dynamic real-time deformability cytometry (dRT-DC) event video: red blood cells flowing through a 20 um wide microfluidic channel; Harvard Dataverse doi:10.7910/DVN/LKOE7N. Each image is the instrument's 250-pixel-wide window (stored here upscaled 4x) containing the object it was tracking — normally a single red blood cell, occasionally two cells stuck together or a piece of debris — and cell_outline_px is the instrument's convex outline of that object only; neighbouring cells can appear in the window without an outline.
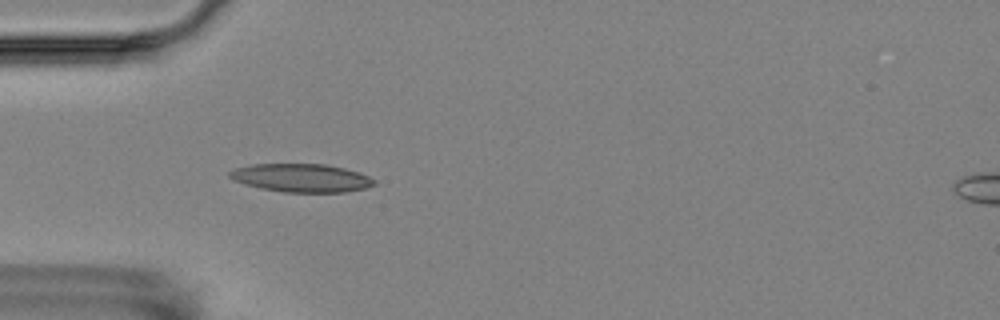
{"species": "Egyptian fruit bat (a non-hibernating species)", "species_latin": "Rousettus aegyptiacus", "temperature_condition": "room temperature", "stored_images_in_passage": 7, "camera_frame_rate_fps": 3000, "um_per_image_px": 0.085, "animal": {"sex": "female"}, "frame": {"image": 1, "passage_image": 6, "time_ms": 5.667, "image_size_px": [1000, 320], "cell_outline_px": [[376, 184], [364, 188], [344, 192], [284, 192], [260, 188], [244, 184], [232, 180], [228, 176], [228, 172], [236, 168], [252, 164], [324, 164], [344, 168], [360, 172], [376, 180]], "centroid_in_image_um": [25.6, 15.12], "position_along_channel_um": 59.4, "area_um2": 23.87}}